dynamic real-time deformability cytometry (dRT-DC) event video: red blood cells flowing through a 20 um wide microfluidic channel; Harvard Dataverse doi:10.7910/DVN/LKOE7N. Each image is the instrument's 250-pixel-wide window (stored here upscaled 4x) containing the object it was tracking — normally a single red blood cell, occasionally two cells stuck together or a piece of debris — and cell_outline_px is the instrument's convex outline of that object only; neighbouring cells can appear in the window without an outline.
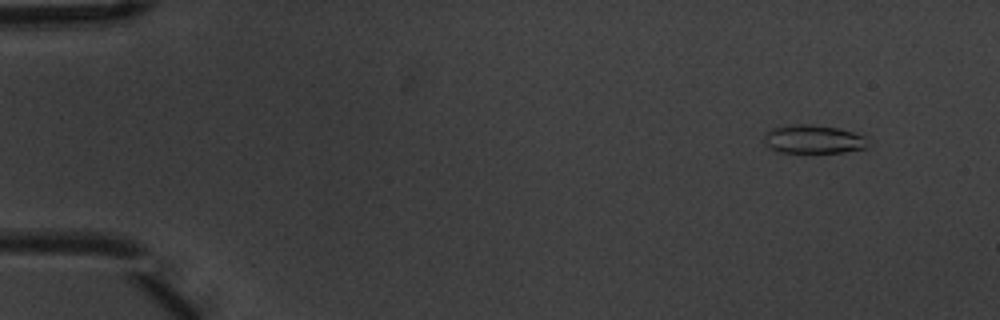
{"species": "common noctule bat (a hibernating species)", "species_latin": "Nyctalus noctula", "temperature_condition": "warm", "stored_images_in_passage": 6, "camera_frame_rate_fps": 3000, "um_per_image_px": 0.085, "animal": {"sex": "male", "body_mass_g": 20.1, "forearm_length_mm": 53.5}, "frame": {"image": 1, "passage_image": 2, "time_ms": 0.333, "image_size_px": [1000, 320], "cell_outline_px": [[864, 148], [844, 152], [776, 152], [764, 144], [764, 132], [772, 128], [796, 124], [812, 124], [840, 128], [864, 136]], "centroid_in_image_um": [69.04, 11.82], "position_along_channel_um": 16.0, "area_um2": 17.11}}